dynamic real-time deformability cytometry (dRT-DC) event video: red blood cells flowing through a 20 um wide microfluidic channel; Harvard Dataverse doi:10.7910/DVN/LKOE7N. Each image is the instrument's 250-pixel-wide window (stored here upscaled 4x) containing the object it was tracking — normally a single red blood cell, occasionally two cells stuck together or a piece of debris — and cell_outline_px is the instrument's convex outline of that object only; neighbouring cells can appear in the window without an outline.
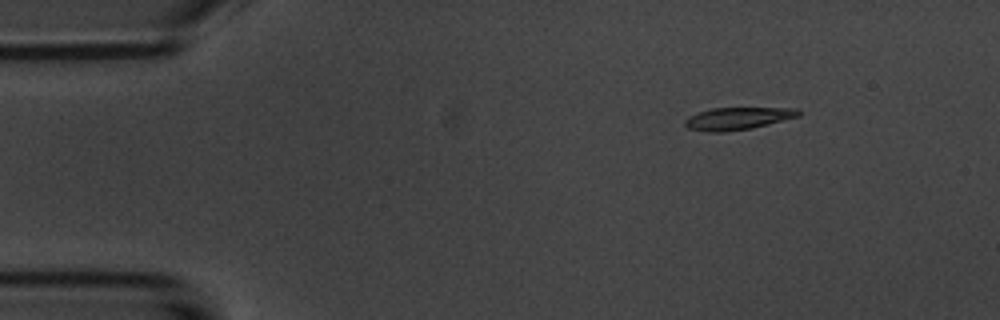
{"species": "common noctule bat (a hibernating species)", "species_latin": "Nyctalus noctula", "temperature_condition": "room temperature", "stored_images_in_passage": 4, "camera_frame_rate_fps": 3000, "um_per_image_px": 0.085, "animal": {"sex": "male", "body_mass_g": 20.1, "forearm_length_mm": 53.5}, "frame": {"image": 1, "passage_image": 2, "time_ms": 1.0, "image_size_px": [1000, 320], "cell_outline_px": [[800, 116], [752, 128], [724, 132], [708, 132], [688, 128], [684, 124], [684, 120], [688, 116], [712, 108], [796, 108], [800, 112]], "centroid_in_image_um": [62.69, 10.07], "position_along_channel_um": 22.3, "area_um2": 14.74}}